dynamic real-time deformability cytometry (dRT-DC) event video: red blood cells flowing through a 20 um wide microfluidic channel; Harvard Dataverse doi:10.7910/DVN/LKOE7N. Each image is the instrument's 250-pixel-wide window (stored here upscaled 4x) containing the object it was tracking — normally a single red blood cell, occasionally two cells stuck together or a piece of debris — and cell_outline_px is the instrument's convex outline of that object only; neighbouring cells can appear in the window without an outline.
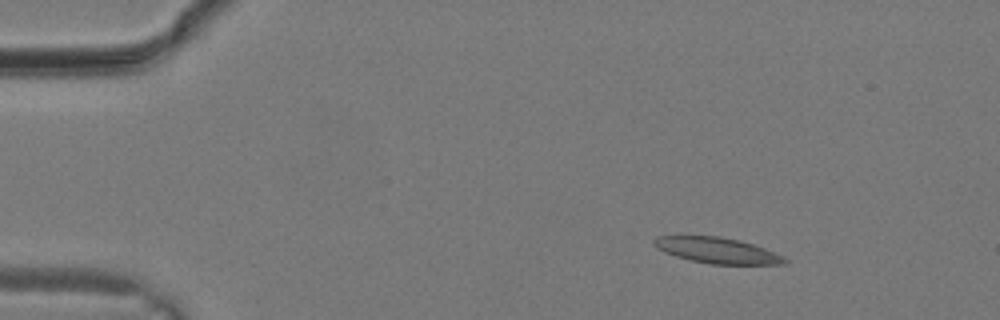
{"species": "common noctule bat (a hibernating species)", "species_latin": "Nyctalus noctula", "temperature_condition": "warm", "stored_images_in_passage": 15, "camera_frame_rate_fps": 3000, "um_per_image_px": 0.085, "animal": {"sex": "male", "body_mass_g": 19.2, "forearm_length_mm": 51.8}, "frame": {"image": 1, "passage_image": 1, "time_ms": 0.0, "image_size_px": [1000, 320], "cell_outline_px": [[788, 260], [784, 264], [712, 264], [692, 260], [676, 256], [664, 252], [656, 248], [652, 244], [652, 240], [656, 236], [720, 236], [740, 240], [764, 248], [784, 256]], "centroid_in_image_um": [60.93, 21.27], "position_along_channel_um": 24.1, "area_um2": 19.59}}
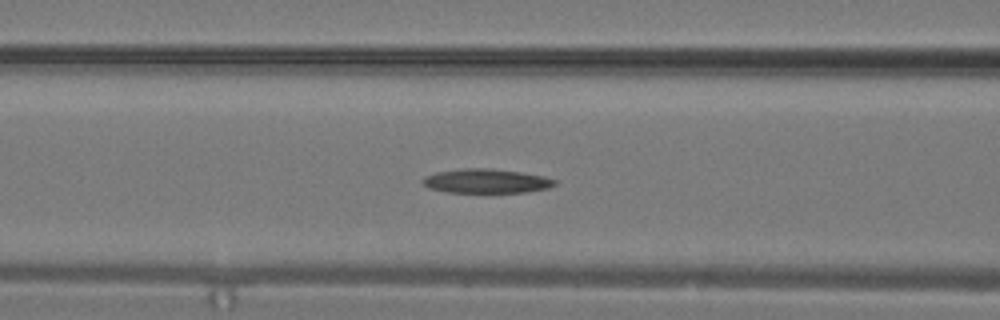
{"frame": {"image": 2, "passage_image": 9, "time_ms": 2.667, "image_size_px": [1000, 320], "cell_outline_px": [[556, 184], [548, 188], [524, 192], [448, 192], [428, 188], [420, 180], [424, 176], [436, 172], [464, 168], [488, 168], [520, 172], [544, 176], [556, 180]], "centroid_in_image_um": [41.3, 15.38], "position_along_channel_um": 125.3, "area_um2": 18.55}}
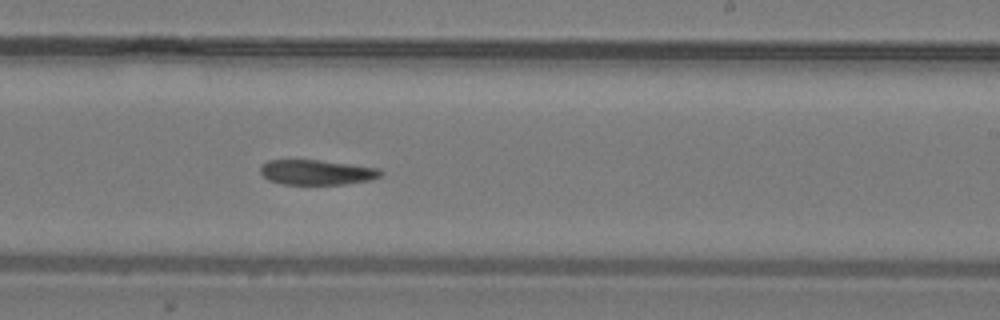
{"frame": {"image": 3, "passage_image": 15, "time_ms": 4.667, "image_size_px": [1000, 320], "cell_outline_px": [[384, 172], [380, 176], [372, 180], [344, 184], [284, 184], [268, 180], [260, 172], [260, 164], [268, 160], [320, 160], [380, 168]], "centroid_in_image_um": [26.93, 14.64], "position_along_channel_um": 262.1, "area_um2": 17.63}}